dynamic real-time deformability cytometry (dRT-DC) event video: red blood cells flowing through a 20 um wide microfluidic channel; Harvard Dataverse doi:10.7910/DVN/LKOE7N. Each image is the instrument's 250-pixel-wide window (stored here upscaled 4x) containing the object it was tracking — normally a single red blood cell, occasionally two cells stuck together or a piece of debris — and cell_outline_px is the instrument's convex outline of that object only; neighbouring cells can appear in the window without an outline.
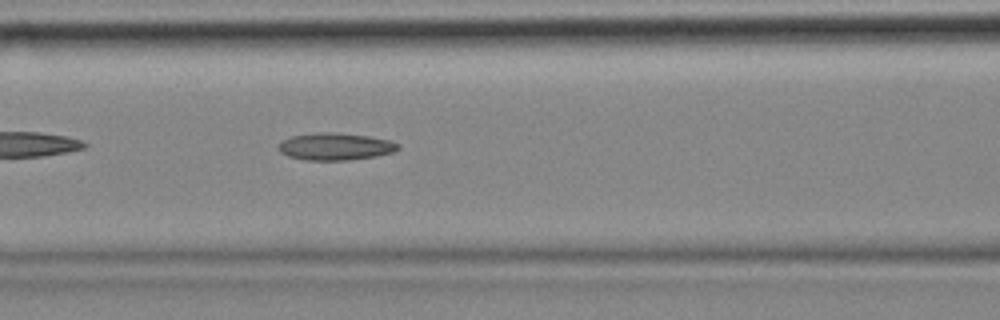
{"species": "common noctule bat (a hibernating species)", "species_latin": "Nyctalus noctula", "temperature_condition": "cold", "stored_images_in_passage": 28, "camera_frame_rate_fps": 3000, "um_per_image_px": 0.085, "animal": {"sex": "female", "body_mass_g": 18.4}, "frame": {"image": 1, "passage_image": 9, "time_ms": 2.667, "image_size_px": [1000, 320], "cell_outline_px": [[400, 148], [392, 152], [376, 156], [348, 160], [308, 160], [288, 156], [280, 152], [276, 148], [284, 140], [292, 136], [324, 132], [332, 132], [368, 136], [388, 140], [396, 144]], "centroid_in_image_um": [28.48, 12.46], "position_along_channel_um": 138.1, "area_um2": 18.61}}